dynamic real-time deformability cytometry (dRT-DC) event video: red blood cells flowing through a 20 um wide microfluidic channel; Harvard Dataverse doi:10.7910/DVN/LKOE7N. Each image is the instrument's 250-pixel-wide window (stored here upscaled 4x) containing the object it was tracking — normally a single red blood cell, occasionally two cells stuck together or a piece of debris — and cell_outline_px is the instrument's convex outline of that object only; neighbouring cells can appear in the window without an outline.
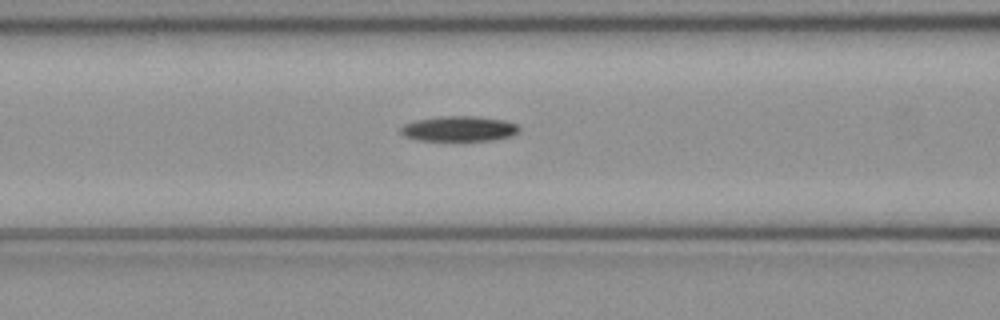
{"species": "common noctule bat (a hibernating species)", "species_latin": "Nyctalus noctula", "temperature_condition": "cold", "stored_images_in_passage": 42, "camera_frame_rate_fps": 3000, "um_per_image_px": 0.085, "animal": {"sex": "female", "body_mass_g": 21.9}, "frame": {"image": 1, "passage_image": 12, "time_ms": 3.667, "image_size_px": [1000, 320], "cell_outline_px": [[520, 132], [512, 136], [496, 140], [420, 140], [404, 136], [400, 132], [400, 128], [404, 124], [416, 120], [444, 116], [476, 116], [504, 120], [516, 124], [520, 128]], "centroid_in_image_um": [39.06, 10.94], "position_along_channel_um": 127.5, "area_um2": 17.4}}
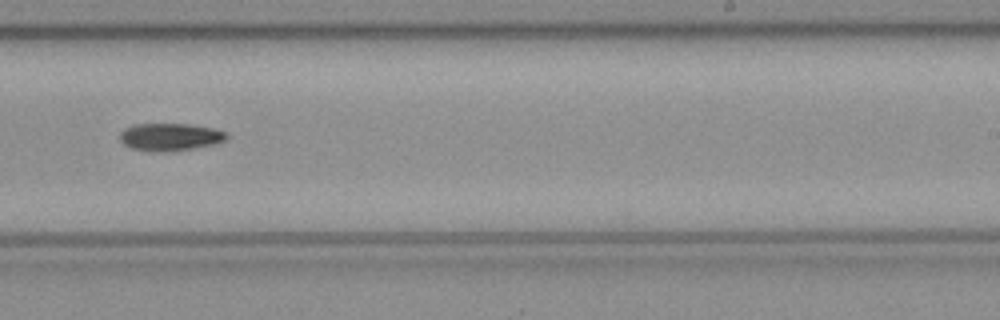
{"frame": {"image": 2, "passage_image": 23, "time_ms": 7.333, "image_size_px": [1000, 320], "cell_outline_px": [[228, 136], [224, 140], [216, 144], [172, 152], [148, 152], [132, 148], [124, 144], [120, 140], [120, 132], [124, 128], [136, 124], [188, 124], [212, 128], [224, 132]], "centroid_in_image_um": [14.42, 11.66], "position_along_channel_um": 274.6, "area_um2": 17.22}}
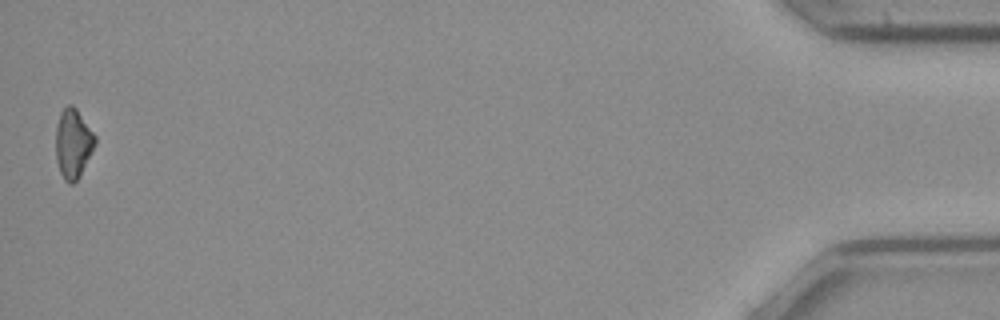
{"frame": {"image": 3, "passage_image": 42, "time_ms": 13.667, "image_size_px": [1000, 320], "cell_outline_px": [[96, 144], [80, 176], [72, 184], [68, 184], [64, 180], [60, 172], [56, 160], [56, 128], [60, 112], [68, 104], [72, 104], [76, 108], [96, 136]], "centroid_in_image_um": [6.21, 12.21], "position_along_channel_um": 429.0, "area_um2": 15.95}, "authors_computed_cell_mechanics": {"area_um2": 16.762, "velocity_mm_per_s": 4.0067, "shape_relaxation_time_tau1_ms": 9.5768, "shape_relaxation_time_tau2_ms": null, "deformation_change_tau1": 0.191, "deformation_change_tau2": null}}